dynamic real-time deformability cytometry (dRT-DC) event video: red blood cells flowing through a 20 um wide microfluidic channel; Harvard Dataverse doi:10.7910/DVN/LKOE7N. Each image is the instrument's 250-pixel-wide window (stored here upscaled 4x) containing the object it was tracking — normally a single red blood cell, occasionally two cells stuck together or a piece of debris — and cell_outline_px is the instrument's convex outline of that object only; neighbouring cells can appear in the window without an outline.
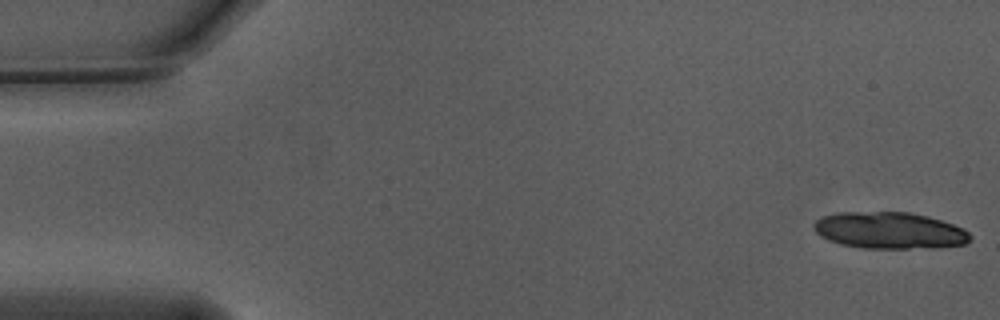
{"species": "Egyptian fruit bat (a non-hibernating species)", "species_latin": "Rousettus aegyptiacus", "temperature_condition": "warm", "stored_images_in_passage": 13, "camera_frame_rate_fps": 3000, "um_per_image_px": 0.085, "animal": {"sex": "male"}, "frame": {"image": 1, "passage_image": 1, "time_ms": 0.0, "image_size_px": [1000, 320], "cell_outline_px": [[972, 236], [964, 244], [932, 248], [860, 248], [840, 244], [828, 240], [820, 236], [816, 232], [812, 224], [820, 216], [840, 212], [908, 212], [928, 216], [964, 228]], "centroid_in_image_um": [75.57, 19.59], "position_along_channel_um": 9.4, "area_um2": 33.52}}